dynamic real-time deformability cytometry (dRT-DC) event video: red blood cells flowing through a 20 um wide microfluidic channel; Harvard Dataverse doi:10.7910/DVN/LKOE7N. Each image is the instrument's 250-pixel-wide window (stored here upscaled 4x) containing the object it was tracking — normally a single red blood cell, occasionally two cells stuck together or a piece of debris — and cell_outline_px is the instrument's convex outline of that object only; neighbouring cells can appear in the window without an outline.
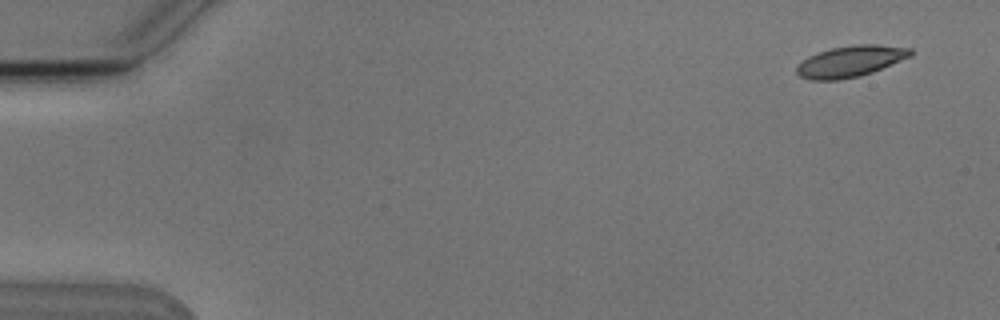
{"species": "Egyptian fruit bat (a non-hibernating species)", "species_latin": "Rousettus aegyptiacus", "temperature_condition": "cold", "stored_images_in_passage": 6, "camera_frame_rate_fps": 3000, "um_per_image_px": 0.085, "animal": {"sex": "male"}, "frame": {"image": 1, "passage_image": 1, "time_ms": 0.0, "image_size_px": [1000, 320], "cell_outline_px": [[912, 56], [872, 72], [860, 76], [840, 80], [812, 80], [800, 76], [796, 72], [796, 68], [808, 56], [816, 52], [832, 48], [856, 44], [876, 44], [912, 48]], "centroid_in_image_um": [72.3, 5.21], "position_along_channel_um": 12.7, "area_um2": 20.69}}
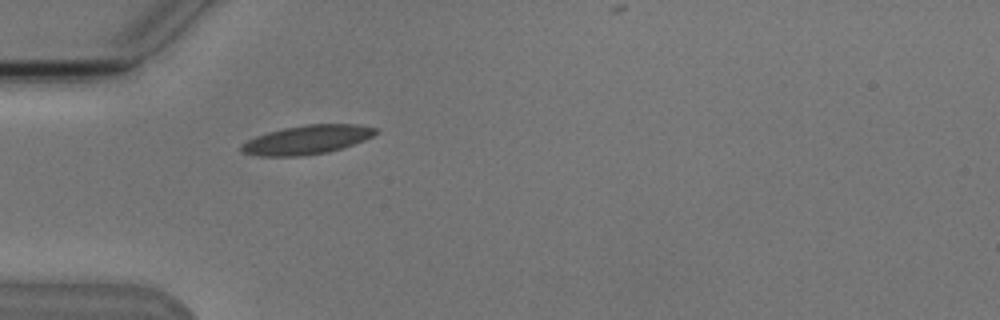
{"frame": {"image": 2, "passage_image": 5, "time_ms": 4.667, "image_size_px": [1000, 320], "cell_outline_px": [[380, 132], [364, 140], [328, 152], [304, 156], [260, 156], [240, 152], [240, 144], [256, 136], [268, 132], [284, 128], [308, 124], [356, 124], [380, 128]], "centroid_in_image_um": [26.1, 11.87], "position_along_channel_um": 58.9, "area_um2": 22.72}}